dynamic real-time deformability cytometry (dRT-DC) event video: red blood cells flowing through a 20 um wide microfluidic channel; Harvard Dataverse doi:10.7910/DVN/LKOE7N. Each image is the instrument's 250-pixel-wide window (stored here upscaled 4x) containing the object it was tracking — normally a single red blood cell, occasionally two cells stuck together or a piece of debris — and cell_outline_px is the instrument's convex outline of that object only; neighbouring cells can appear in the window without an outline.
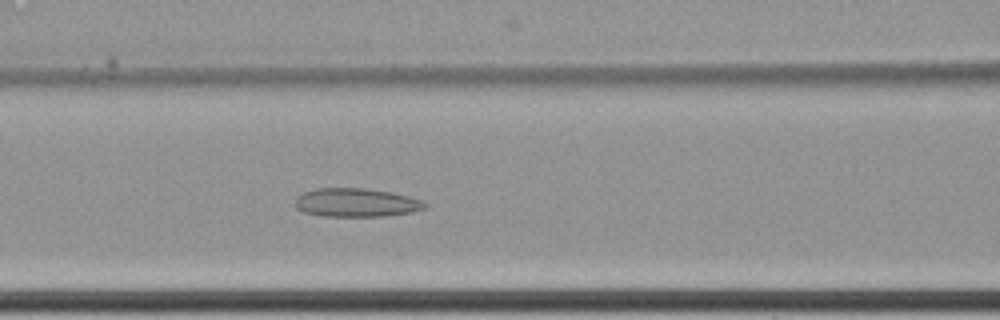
{"species": "common noctule bat (a hibernating species)", "species_latin": "Nyctalus noctula", "temperature_condition": "cold", "stored_images_in_passage": 62, "camera_frame_rate_fps": 3000, "um_per_image_px": 0.085, "animal": {"sex": "female", "body_mass_g": 22.7, "forearm_length_mm": 54.2}, "frame": {"image": 1, "passage_image": 28, "time_ms": 9.0, "image_size_px": [1000, 320], "cell_outline_px": [[428, 204], [424, 208], [412, 212], [384, 216], [324, 216], [304, 212], [296, 208], [296, 196], [304, 192], [316, 188], [364, 188], [392, 192], [424, 200]], "centroid_in_image_um": [30.29, 17.21], "position_along_channel_um": 136.3, "area_um2": 21.68}}
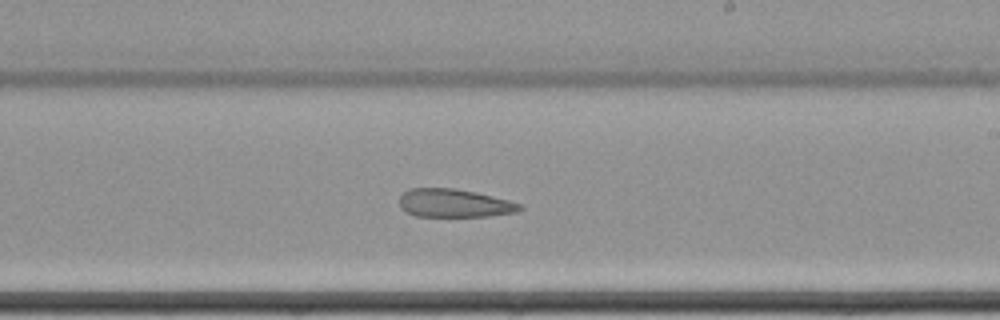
{"frame": {"image": 2, "passage_image": 38, "time_ms": 12.333, "image_size_px": [1000, 320], "cell_outline_px": [[524, 208], [516, 212], [488, 216], [416, 216], [404, 212], [400, 208], [400, 196], [408, 188], [456, 188], [476, 192], [508, 200], [520, 204]], "centroid_in_image_um": [38.58, 17.26], "position_along_channel_um": 250.4, "area_um2": 19.88}}
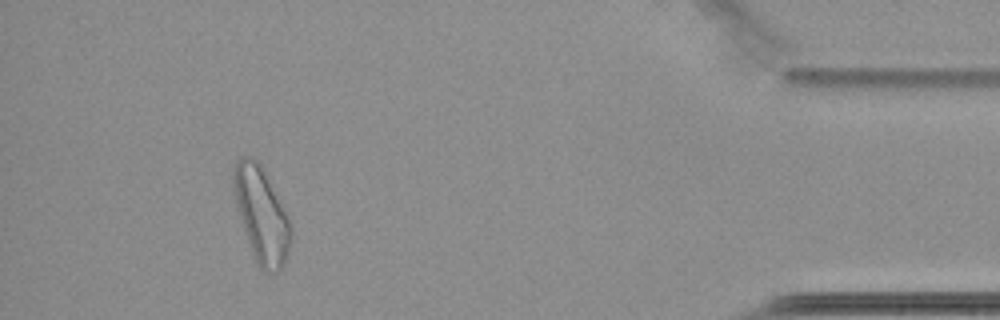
{"frame": {"image": 3, "passage_image": 57, "time_ms": 18.667, "image_size_px": [1000, 320], "cell_outline_px": [[292, 236], [288, 252], [280, 268], [276, 272], [268, 272], [260, 268], [256, 264], [236, 204], [232, 184], [232, 172], [236, 160], [240, 156], [248, 156], [256, 160], [260, 164], [292, 228]], "centroid_in_image_um": [22.18, 18.25], "position_along_channel_um": 413.0, "area_um2": 30.81}, "authors_computed_cell_mechanics": {"area_um2": 26.4724, "velocity_mm_per_s": 3.4268, "shape_relaxation_time_tau1_ms": null, "shape_relaxation_time_tau2_ms": 5.3605, "deformation_change_tau1": null, "deformation_change_tau2": 0.1449}}